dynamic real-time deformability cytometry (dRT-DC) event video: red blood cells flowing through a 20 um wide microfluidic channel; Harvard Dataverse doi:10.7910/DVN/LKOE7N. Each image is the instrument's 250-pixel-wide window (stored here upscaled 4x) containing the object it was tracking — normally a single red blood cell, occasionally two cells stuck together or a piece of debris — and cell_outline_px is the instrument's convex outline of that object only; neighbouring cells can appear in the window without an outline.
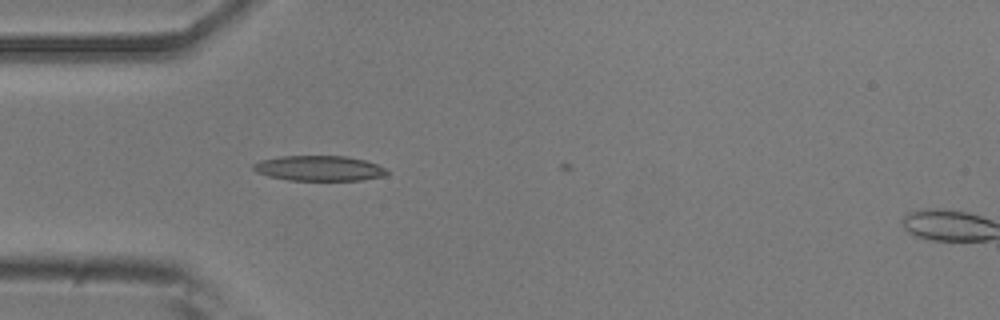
{"species": "common noctule bat (a hibernating species)", "species_latin": "Nyctalus noctula", "temperature_condition": "room temperature", "stored_images_in_passage": 4, "camera_frame_rate_fps": 3000, "um_per_image_px": 0.085, "animal": {"sex": "male", "body_mass_g": 20.5, "forearm_length_mm": 52.5}, "frame": {"image": 1, "passage_image": 2, "time_ms": 0.333, "image_size_px": [1000, 320], "cell_outline_px": [[388, 172], [384, 176], [364, 180], [288, 180], [268, 176], [256, 172], [252, 168], [252, 164], [260, 160], [280, 156], [344, 156], [364, 160], [376, 164], [384, 168]], "centroid_in_image_um": [27.09, 14.3], "position_along_channel_um": 57.9, "area_um2": 19.59}}